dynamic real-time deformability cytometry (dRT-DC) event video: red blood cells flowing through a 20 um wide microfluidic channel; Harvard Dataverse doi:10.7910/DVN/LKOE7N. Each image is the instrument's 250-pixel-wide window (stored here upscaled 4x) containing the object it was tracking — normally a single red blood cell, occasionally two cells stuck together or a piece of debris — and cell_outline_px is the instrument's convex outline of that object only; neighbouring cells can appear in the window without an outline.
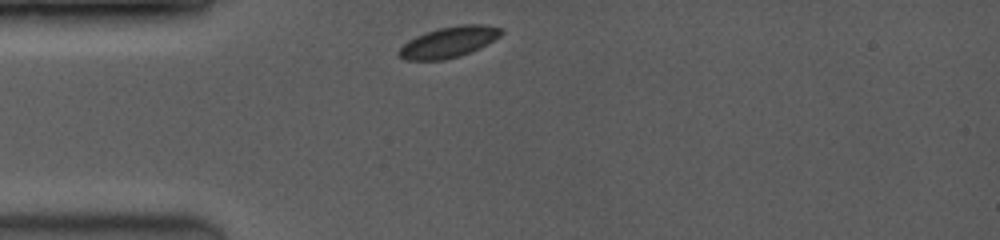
{"species": "common noctule bat (a hibernating species)", "species_latin": "Nyctalus noctula", "temperature_condition": "room temperature", "stored_images_in_passage": 35, "camera_frame_rate_fps": 3500, "um_per_image_px": 0.085, "animal": {"sex": "female", "body_mass_g": 19.0, "forearm_length_mm": 53.3}, "frame": {"image": 1, "passage_image": 1, "time_ms": 0.0, "image_size_px": [1000, 240], "cell_outline_px": [[504, 32], [500, 36], [460, 56], [444, 60], [404, 60], [396, 52], [408, 40], [424, 32], [440, 28], [460, 24], [484, 24], [504, 28]], "centroid_in_image_um": [38.12, 3.56], "position_along_channel_um": 46.9, "area_um2": 18.26}}
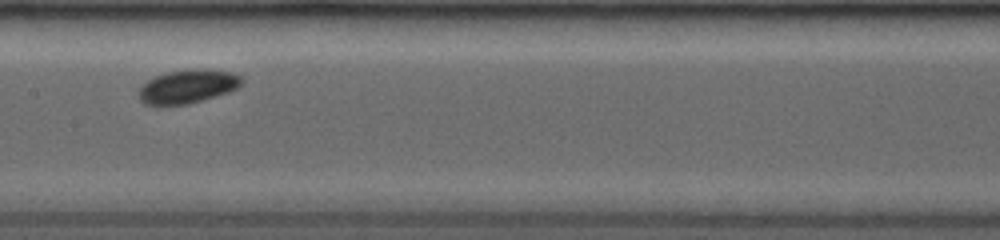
{"frame": {"image": 2, "passage_image": 16, "time_ms": 4.0, "image_size_px": [1000, 240], "cell_outline_px": [[244, 80], [236, 88], [228, 92], [188, 104], [156, 108], [144, 104], [140, 100], [140, 88], [148, 80], [156, 76], [168, 72], [196, 68], [208, 68], [232, 72], [240, 76]], "centroid_in_image_um": [15.93, 7.37], "position_along_channel_um": 191.5, "area_um2": 20.52}}
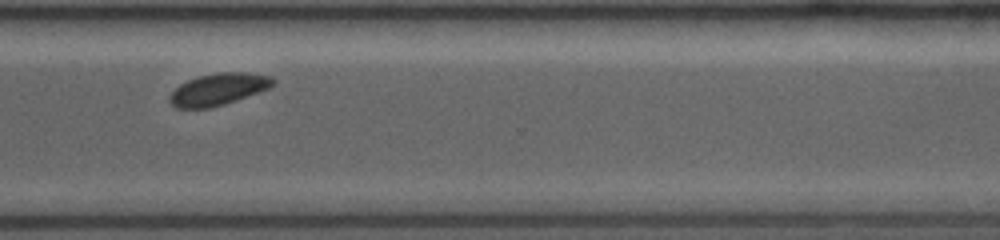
{"frame": {"image": 3, "passage_image": 34, "time_ms": 8.0, "image_size_px": [1000, 240], "cell_outline_px": [[276, 80], [268, 88], [236, 100], [224, 104], [208, 108], [176, 108], [168, 100], [168, 96], [180, 84], [196, 76], [220, 72], [248, 72], [272, 76]], "centroid_in_image_um": [18.54, 7.57], "position_along_channel_um": 352.1, "area_um2": 19.13}}